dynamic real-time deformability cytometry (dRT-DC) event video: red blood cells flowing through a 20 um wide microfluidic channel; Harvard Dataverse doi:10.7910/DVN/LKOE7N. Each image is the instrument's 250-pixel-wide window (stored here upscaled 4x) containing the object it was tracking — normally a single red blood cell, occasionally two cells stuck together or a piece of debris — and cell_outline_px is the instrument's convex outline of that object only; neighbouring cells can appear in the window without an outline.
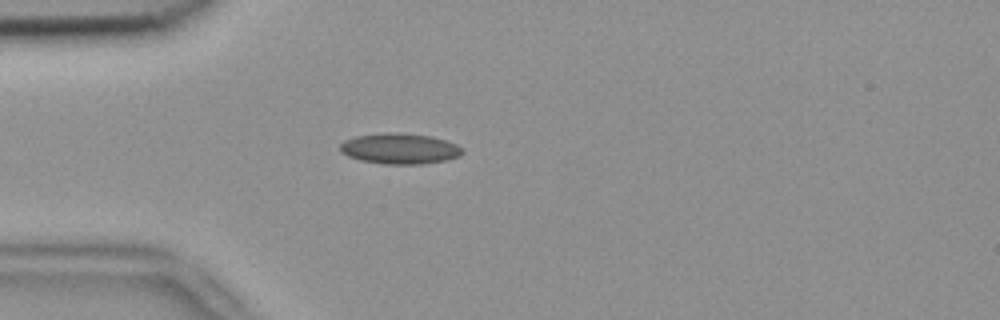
{"species": "common noctule bat (a hibernating species)", "species_latin": "Nyctalus noctula", "temperature_condition": "room temperature", "stored_images_in_passage": 42, "camera_frame_rate_fps": 3000, "um_per_image_px": 0.085, "animal": {"sex": "female", "body_mass_g": 18.4}, "frame": {"image": 1, "passage_image": 8, "time_ms": 2.333, "image_size_px": [1000, 320], "cell_outline_px": [[464, 152], [460, 156], [448, 160], [424, 164], [384, 164], [360, 160], [348, 156], [340, 152], [340, 144], [344, 140], [356, 136], [384, 132], [396, 132], [432, 136], [456, 144]], "centroid_in_image_um": [33.97, 12.63], "position_along_channel_um": 51.0, "area_um2": 22.02}}
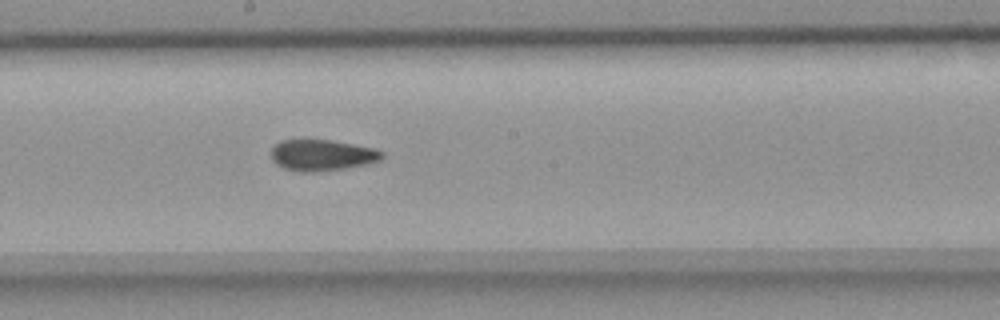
{"frame": {"image": 2, "passage_image": 22, "time_ms": 7.0, "image_size_px": [1000, 320], "cell_outline_px": [[384, 156], [380, 160], [368, 164], [344, 168], [316, 172], [300, 172], [284, 168], [276, 164], [272, 160], [272, 148], [280, 140], [328, 140], [376, 148], [384, 152]], "centroid_in_image_um": [27.39, 13.19], "position_along_channel_um": 220.8, "area_um2": 20.11}}
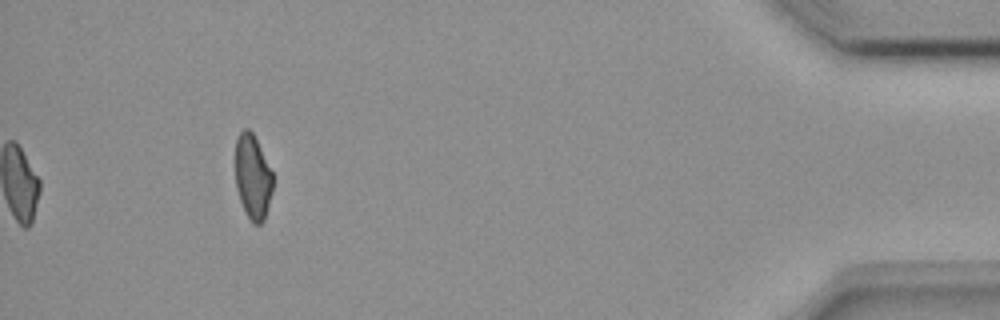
{"frame": {"image": 3, "passage_image": 42, "time_ms": 13.667, "image_size_px": [1000, 320], "cell_outline_px": [[276, 176], [272, 192], [264, 220], [260, 224], [252, 224], [240, 200], [236, 188], [236, 140], [240, 132], [244, 128], [248, 128], [252, 132]], "centroid_in_image_um": [21.52, 15.03], "position_along_channel_um": 413.7, "area_um2": 18.73}, "authors_computed_cell_mechanics": {"area_um2": 20.23, "velocity_mm_per_s": 3.8555, "shape_relaxation_time_tau1_ms": null, "shape_relaxation_time_tau2_ms": 2.1768, "deformation_change_tau1": null, "deformation_change_tau2": 0.069}}